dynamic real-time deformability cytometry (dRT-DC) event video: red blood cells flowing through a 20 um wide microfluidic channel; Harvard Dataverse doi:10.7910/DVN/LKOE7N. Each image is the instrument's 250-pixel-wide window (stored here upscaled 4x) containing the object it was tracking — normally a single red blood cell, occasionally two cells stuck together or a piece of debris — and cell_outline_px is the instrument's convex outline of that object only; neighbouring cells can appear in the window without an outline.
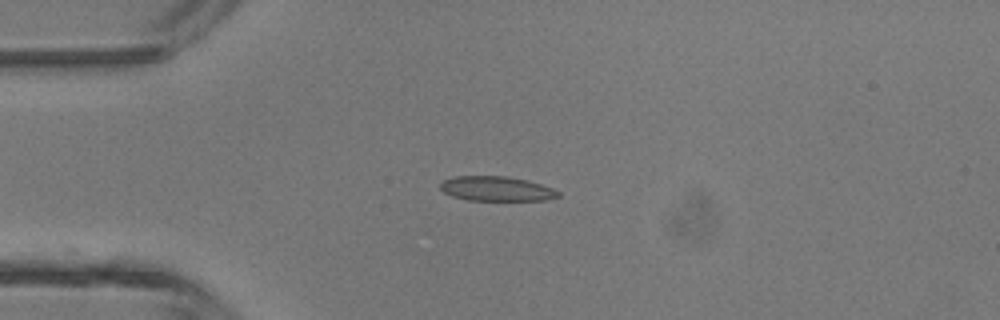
{"species": "common noctule bat (a hibernating species)", "species_latin": "Nyctalus noctula", "temperature_condition": "room temperature", "stored_images_in_passage": 35, "camera_frame_rate_fps": 3000, "um_per_image_px": 0.085, "animal": {"sex": "male", "body_mass_g": 13.3}, "frame": {"image": 1, "passage_image": 1, "time_ms": 0.0, "image_size_px": [1000, 320], "cell_outline_px": [[560, 196], [544, 200], [468, 200], [452, 196], [444, 192], [440, 188], [440, 184], [444, 180], [452, 176], [508, 176], [528, 180], [552, 188], [560, 192]], "centroid_in_image_um": [42.19, 16.03], "position_along_channel_um": 42.8, "area_um2": 16.94}}
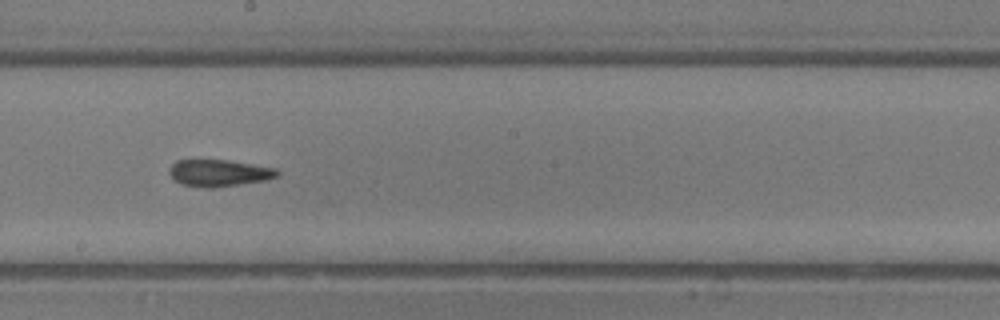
{"frame": {"image": 2, "passage_image": 15, "time_ms": 4.667, "image_size_px": [1000, 320], "cell_outline_px": [[280, 176], [268, 180], [216, 188], [204, 188], [180, 184], [168, 172], [168, 168], [176, 160], [228, 160], [276, 168], [280, 172]], "centroid_in_image_um": [18.64, 14.71], "position_along_channel_um": 229.6, "area_um2": 17.17}}
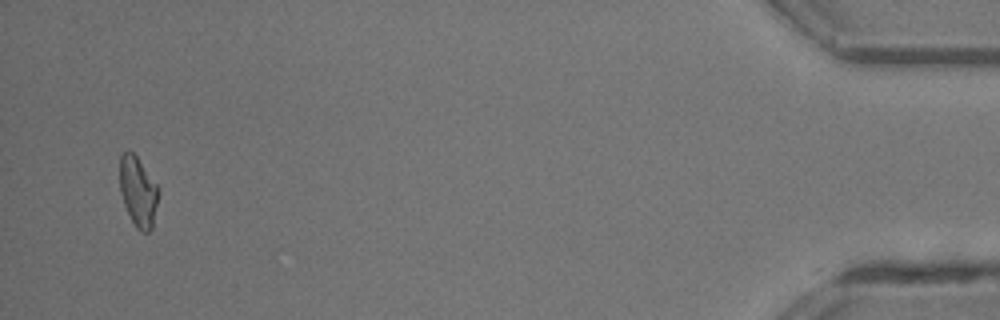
{"frame": {"image": 3, "passage_image": 34, "time_ms": 11.0, "image_size_px": [1000, 320], "cell_outline_px": [[160, 192], [152, 228], [148, 232], [140, 232], [136, 228], [124, 204], [120, 192], [120, 156], [124, 152], [132, 152], [136, 156], [160, 188]], "centroid_in_image_um": [11.76, 16.31], "position_along_channel_um": 423.4, "area_um2": 15.78}, "authors_computed_cell_mechanics": {"area_um2": 16.7042, "velocity_mm_per_s": 4.4625, "shape_relaxation_time_tau1_ms": null, "shape_relaxation_time_tau2_ms": 3.7711, "deformation_change_tau1": null, "deformation_change_tau2": 0.1094}}